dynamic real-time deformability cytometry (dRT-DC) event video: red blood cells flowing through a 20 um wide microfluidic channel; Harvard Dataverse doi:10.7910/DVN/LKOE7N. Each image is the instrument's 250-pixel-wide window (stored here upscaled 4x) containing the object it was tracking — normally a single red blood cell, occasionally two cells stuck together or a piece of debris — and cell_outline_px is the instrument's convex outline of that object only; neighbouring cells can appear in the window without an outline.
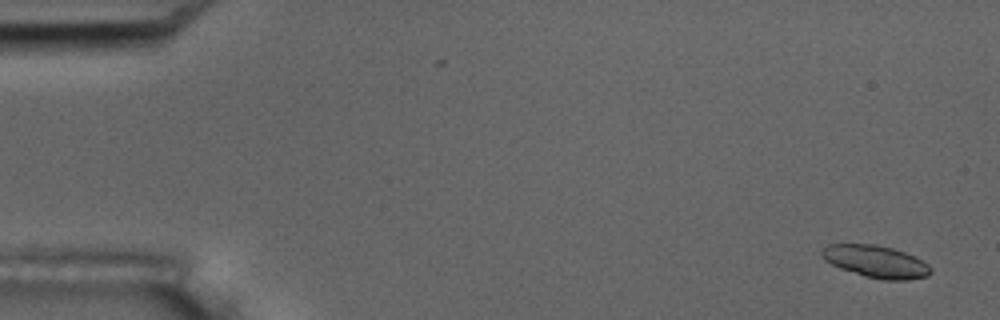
{"species": "common noctule bat (a hibernating species)", "species_latin": "Nyctalus noctula", "temperature_condition": "room temperature", "stored_images_in_passage": 4, "camera_frame_rate_fps": 3000, "um_per_image_px": 0.085, "animal": {"sex": "male", "body_mass_g": 17.5, "forearm_length_mm": 52.3}, "frame": {"image": 1, "passage_image": 1, "time_ms": 0.0, "image_size_px": [1000, 320], "cell_outline_px": [[932, 272], [928, 276], [908, 280], [884, 280], [864, 276], [840, 268], [824, 260], [820, 256], [820, 248], [828, 244], [876, 244], [892, 248], [904, 252], [928, 264], [932, 268]], "centroid_in_image_um": [74.41, 22.23], "position_along_channel_um": 10.6, "area_um2": 20.58}}
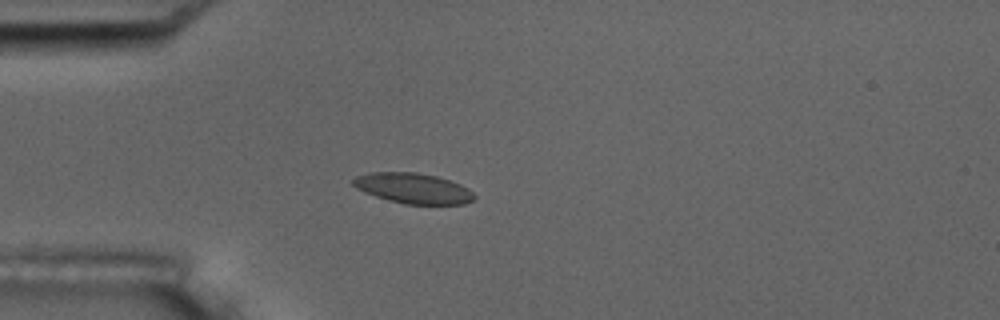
{"frame": {"image": 2, "passage_image": 4, "time_ms": 4.333, "image_size_px": [1000, 320], "cell_outline_px": [[476, 200], [464, 204], [404, 204], [388, 200], [364, 192], [356, 188], [352, 184], [352, 180], [356, 176], [368, 172], [416, 172], [436, 176], [460, 184], [468, 188], [476, 196]], "centroid_in_image_um": [35.12, 16.0], "position_along_channel_um": 49.9, "area_um2": 21.56}}